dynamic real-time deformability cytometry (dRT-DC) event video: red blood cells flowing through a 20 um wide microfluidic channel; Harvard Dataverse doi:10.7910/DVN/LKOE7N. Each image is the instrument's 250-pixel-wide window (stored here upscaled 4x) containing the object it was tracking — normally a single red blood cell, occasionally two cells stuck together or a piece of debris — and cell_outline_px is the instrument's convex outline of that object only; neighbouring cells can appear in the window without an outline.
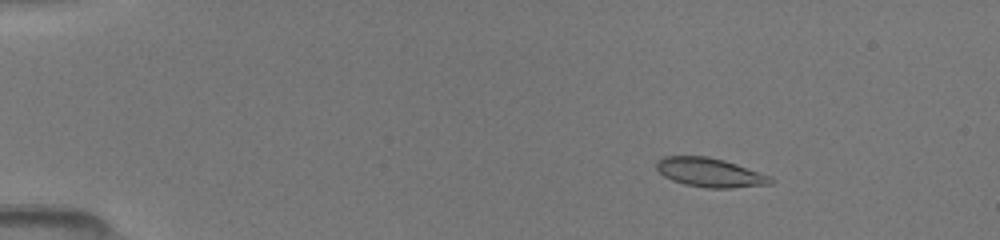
{"species": "common noctule bat (a hibernating species)", "species_latin": "Nyctalus noctula", "temperature_condition": "room temperature", "stored_images_in_passage": 22, "camera_frame_rate_fps": 3000, "um_per_image_px": 0.085, "animal": {"sex": "female", "body_mass_g": 19.5, "forearm_length_mm": 54.1}, "frame": {"image": 1, "passage_image": 6, "time_ms": 2.333, "image_size_px": [1000, 240], "cell_outline_px": [[776, 180], [772, 184], [732, 188], [708, 188], [684, 184], [672, 180], [664, 176], [656, 168], [656, 160], [664, 156], [708, 156], [724, 160], [772, 176]], "centroid_in_image_um": [60.37, 14.66], "position_along_channel_um": 24.6, "area_um2": 19.48}}
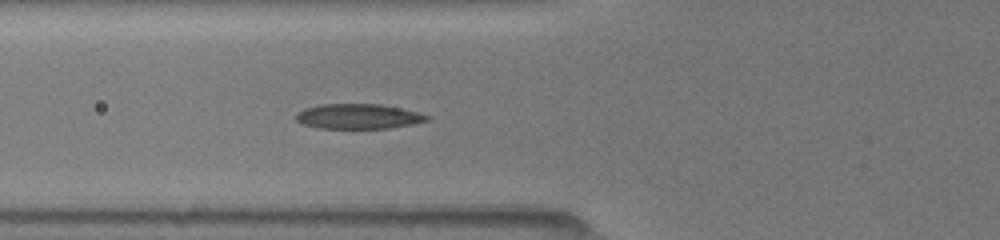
{"frame": {"image": 2, "passage_image": 15, "time_ms": 6.333, "image_size_px": [1000, 240], "cell_outline_px": [[432, 116], [428, 120], [412, 124], [388, 128], [316, 128], [304, 124], [296, 120], [296, 112], [304, 108], [320, 104], [380, 104], [400, 108]], "centroid_in_image_um": [30.43, 9.89], "position_along_channel_um": 95.4, "area_um2": 19.02}}
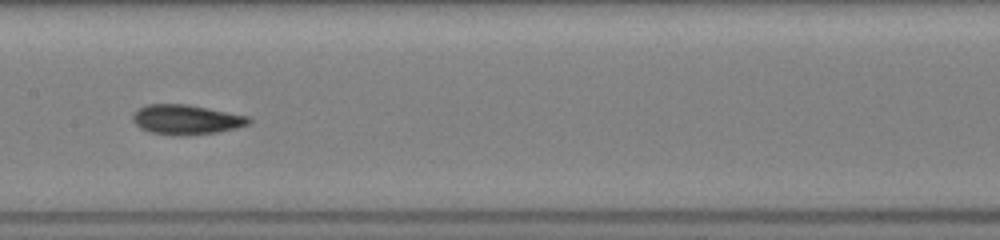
{"frame": {"image": 3, "passage_image": 20, "time_ms": 8.667, "image_size_px": [1000, 240], "cell_outline_px": [[252, 124], [236, 128], [216, 132], [188, 136], [172, 136], [148, 132], [140, 128], [132, 120], [132, 112], [148, 104], [188, 104], [248, 116], [252, 120]], "centroid_in_image_um": [15.82, 10.18], "position_along_channel_um": 191.6, "area_um2": 20.46}}